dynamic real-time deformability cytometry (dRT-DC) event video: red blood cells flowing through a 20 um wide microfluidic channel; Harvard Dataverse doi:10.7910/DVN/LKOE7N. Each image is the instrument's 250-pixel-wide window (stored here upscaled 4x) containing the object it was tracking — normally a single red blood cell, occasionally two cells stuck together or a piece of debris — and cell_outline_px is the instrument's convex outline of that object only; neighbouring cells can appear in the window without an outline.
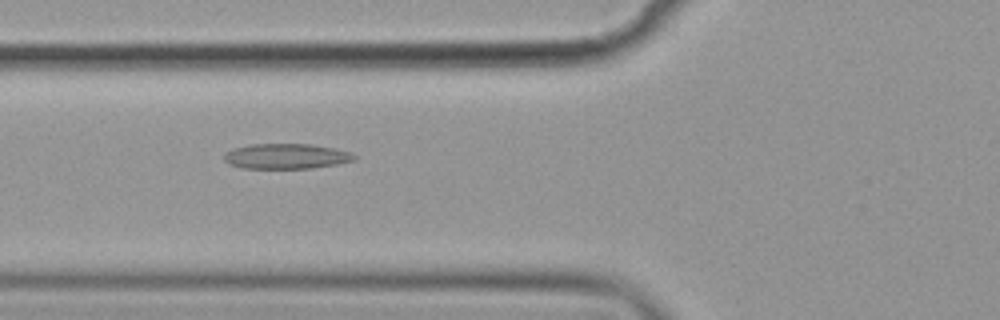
{"species": "common noctule bat (a hibernating species)", "species_latin": "Nyctalus noctula", "temperature_condition": "cold", "stored_images_in_passage": 51, "camera_frame_rate_fps": 3000, "um_per_image_px": 0.085, "animal": {"sex": "female", "body_mass_g": 19.9}, "frame": {"image": 1, "passage_image": 19, "time_ms": 6.0, "image_size_px": [1000, 320], "cell_outline_px": [[356, 160], [336, 164], [312, 168], [244, 168], [228, 164], [224, 160], [224, 152], [232, 148], [252, 144], [312, 144], [336, 148], [352, 152], [356, 156]], "centroid_in_image_um": [24.33, 13.27], "position_along_channel_um": 101.5, "area_um2": 19.31}}
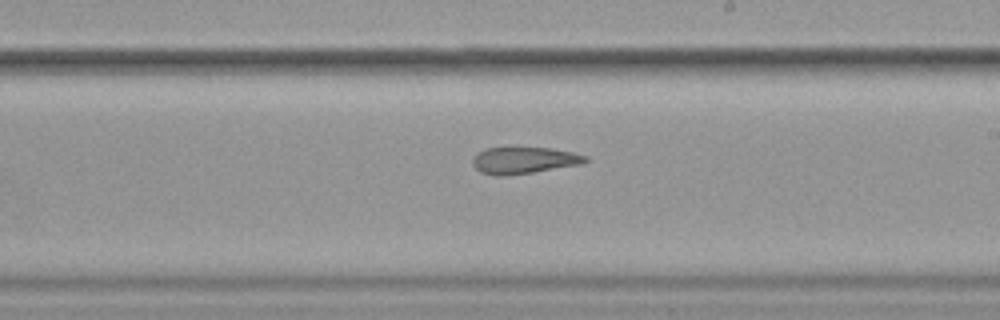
{"frame": {"image": 2, "passage_image": 31, "time_ms": 10.0, "image_size_px": [1000, 320], "cell_outline_px": [[588, 160], [584, 164], [532, 172], [504, 176], [496, 176], [480, 172], [472, 164], [472, 160], [476, 152], [484, 148], [508, 144], [552, 148], [572, 152], [588, 156]], "centroid_in_image_um": [44.49, 13.57], "position_along_channel_um": 244.5, "area_um2": 18.61}}
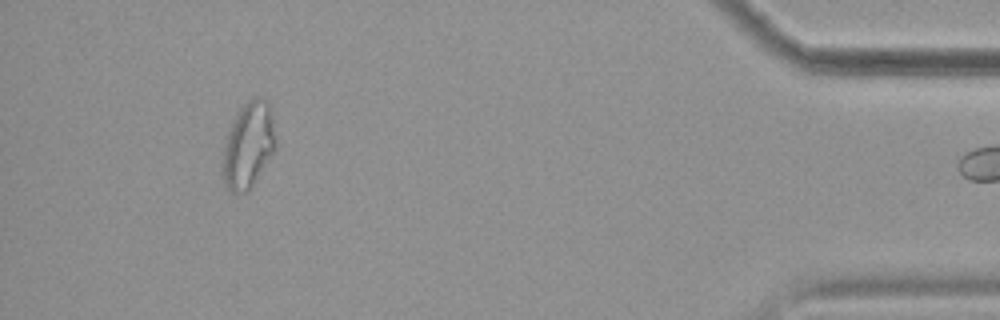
{"frame": {"image": 3, "passage_image": 50, "time_ms": 16.333, "image_size_px": [1000, 320], "cell_outline_px": [[276, 152], [252, 188], [248, 192], [236, 196], [228, 188], [224, 180], [220, 164], [224, 144], [232, 120], [236, 112], [248, 100], [256, 96], [260, 96], [268, 104], [276, 136]], "centroid_in_image_um": [21.1, 12.42], "position_along_channel_um": 414.1, "area_um2": 27.4}}